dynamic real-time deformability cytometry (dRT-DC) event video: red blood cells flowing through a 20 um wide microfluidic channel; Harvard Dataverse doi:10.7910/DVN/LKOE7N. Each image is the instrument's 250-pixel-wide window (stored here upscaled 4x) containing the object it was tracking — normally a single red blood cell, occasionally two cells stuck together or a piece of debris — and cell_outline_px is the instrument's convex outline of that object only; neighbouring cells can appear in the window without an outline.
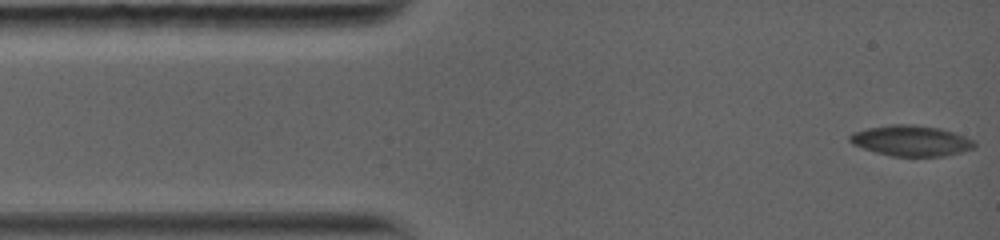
{"species": "common noctule bat (a hibernating species)", "species_latin": "Nyctalus noctula", "temperature_condition": "warm", "stored_images_in_passage": 44, "camera_frame_rate_fps": 5000, "um_per_image_px": 0.085, "animal": {"sex": "female", "body_mass_g": 19.0, "forearm_length_mm": 56.7}, "frame": {"image": 1, "passage_image": 1, "time_ms": 0.0, "image_size_px": [1000, 240], "cell_outline_px": [[976, 144], [972, 148], [960, 152], [944, 156], [892, 156], [876, 152], [852, 144], [848, 140], [848, 136], [852, 132], [868, 128], [892, 124], [916, 124], [940, 128], [976, 140]], "centroid_in_image_um": [77.43, 11.95], "position_along_channel_um": 7.6, "area_um2": 22.25}}
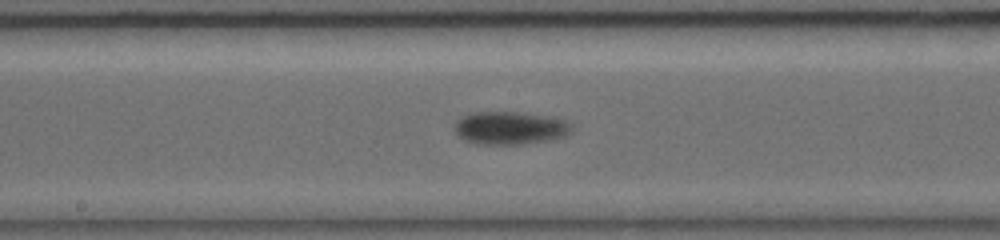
{"frame": {"image": 2, "passage_image": 14, "time_ms": 7.0, "image_size_px": [1000, 240], "cell_outline_px": [[568, 136], [556, 140], [524, 144], [476, 144], [460, 136], [456, 132], [456, 124], [460, 120], [468, 116], [488, 112], [504, 112], [532, 116], [556, 120], [564, 124], [568, 128]], "centroid_in_image_um": [43.32, 10.95], "position_along_channel_um": 204.9, "area_um2": 20.81}}
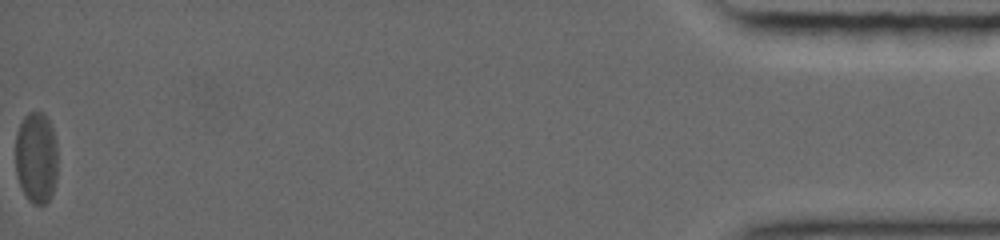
{"frame": {"image": 3, "passage_image": 44, "time_ms": 16.6, "image_size_px": [1000, 240], "cell_outline_px": [[56, 176], [52, 192], [48, 200], [44, 204], [36, 204], [28, 200], [20, 184], [16, 172], [16, 136], [20, 124], [32, 112], [36, 112], [44, 116], [48, 124], [52, 136], [56, 152]], "centroid_in_image_um": [3.05, 13.48], "position_along_channel_um": 432.2, "area_um2": 21.33}, "authors_computed_cell_mechanics": {"area_um2": 20.5768, "velocity_mm_per_s": 3.8795, "shape_relaxation_time_tau1_ms": 3.0012, "shape_relaxation_time_tau2_ms": null, "deformation_change_tau1": 0.1369, "deformation_change_tau2": null}}